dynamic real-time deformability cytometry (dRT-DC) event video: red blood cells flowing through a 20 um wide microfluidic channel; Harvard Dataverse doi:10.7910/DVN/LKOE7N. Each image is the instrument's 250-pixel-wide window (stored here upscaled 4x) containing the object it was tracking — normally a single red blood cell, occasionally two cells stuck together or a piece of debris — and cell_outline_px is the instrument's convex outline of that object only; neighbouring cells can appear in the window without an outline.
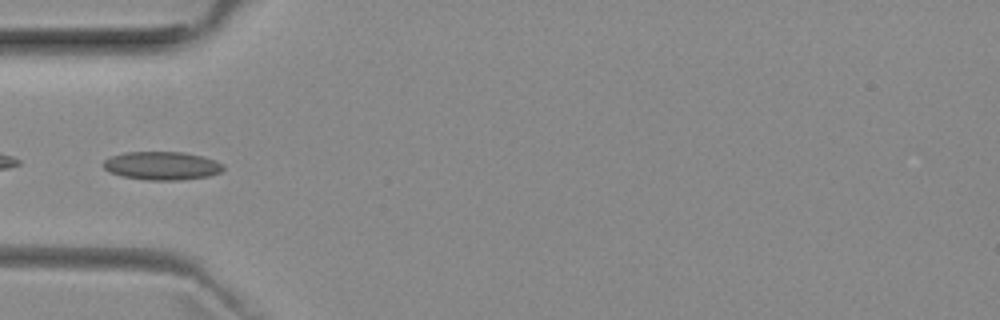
{"species": "common noctule bat (a hibernating species)", "species_latin": "Nyctalus noctula", "temperature_condition": "room temperature", "stored_images_in_passage": 36, "camera_frame_rate_fps": 3000, "um_per_image_px": 0.085, "animal": {"sex": "female", "body_mass_g": 29.2, "forearm_length_mm": 56.3}, "frame": {"image": 1, "passage_image": 1, "time_ms": 0.0, "image_size_px": [1000, 320], "cell_outline_px": [[224, 168], [220, 172], [208, 176], [180, 180], [148, 180], [120, 176], [108, 172], [100, 164], [104, 160], [112, 156], [124, 152], [184, 152], [204, 156], [216, 160], [224, 164]], "centroid_in_image_um": [13.75, 14.08], "position_along_channel_um": 71.3, "area_um2": 20.06}}
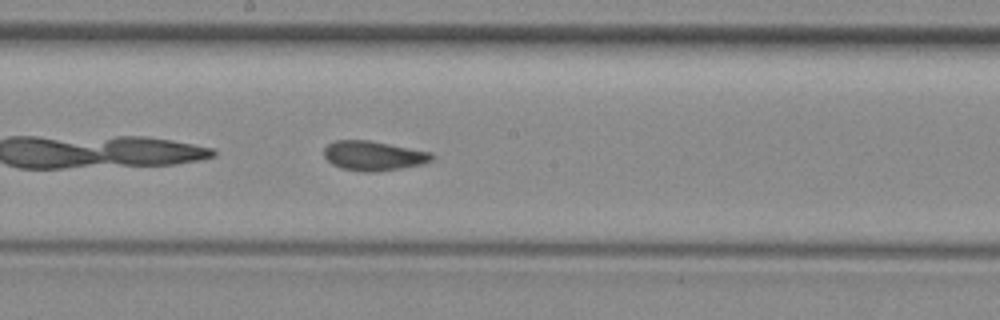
{"frame": {"image": 2, "passage_image": 12, "time_ms": 3.667, "image_size_px": [1000, 320], "cell_outline_px": [[436, 156], [432, 160], [424, 164], [376, 172], [364, 172], [340, 168], [332, 164], [324, 156], [324, 148], [328, 144], [336, 140], [368, 140], [432, 152]], "centroid_in_image_um": [31.76, 13.24], "position_along_channel_um": 216.4, "area_um2": 18.67}}
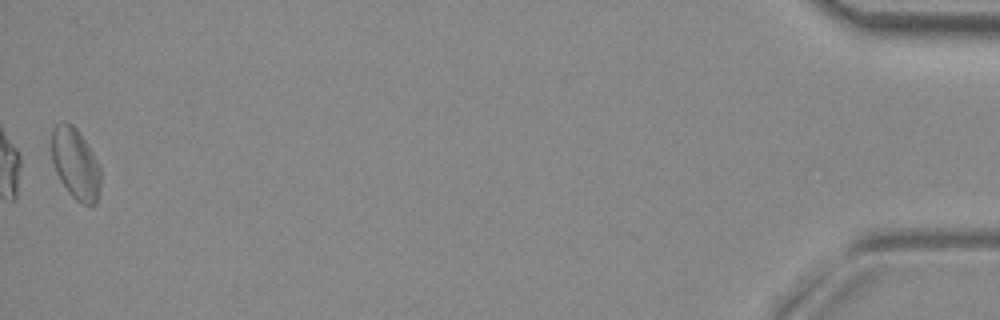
{"frame": {"image": 3, "passage_image": 36, "time_ms": 11.667, "image_size_px": [1000, 320], "cell_outline_px": [[100, 188], [96, 204], [84, 204], [76, 200], [68, 192], [60, 180], [56, 172], [52, 160], [52, 128], [56, 124], [64, 120], [72, 124], [76, 128], [100, 164]], "centroid_in_image_um": [6.41, 13.9], "position_along_channel_um": 428.8, "area_um2": 20.29}}